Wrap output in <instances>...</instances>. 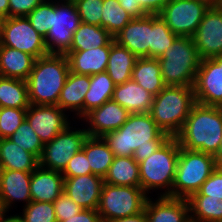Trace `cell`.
<instances>
[{
  "label": "cell",
  "instance_id": "cell-1",
  "mask_svg": "<svg viewBox=\"0 0 222 222\" xmlns=\"http://www.w3.org/2000/svg\"><path fill=\"white\" fill-rule=\"evenodd\" d=\"M114 156L133 157L140 163L153 154L168 138L149 113L130 114L118 129L103 136Z\"/></svg>",
  "mask_w": 222,
  "mask_h": 222
},
{
  "label": "cell",
  "instance_id": "cell-2",
  "mask_svg": "<svg viewBox=\"0 0 222 222\" xmlns=\"http://www.w3.org/2000/svg\"><path fill=\"white\" fill-rule=\"evenodd\" d=\"M222 137V107L195 103L176 136L179 145L187 150H196L216 155Z\"/></svg>",
  "mask_w": 222,
  "mask_h": 222
},
{
  "label": "cell",
  "instance_id": "cell-3",
  "mask_svg": "<svg viewBox=\"0 0 222 222\" xmlns=\"http://www.w3.org/2000/svg\"><path fill=\"white\" fill-rule=\"evenodd\" d=\"M69 72V61L65 54H48L35 59L26 80L29 103L58 105Z\"/></svg>",
  "mask_w": 222,
  "mask_h": 222
},
{
  "label": "cell",
  "instance_id": "cell-4",
  "mask_svg": "<svg viewBox=\"0 0 222 222\" xmlns=\"http://www.w3.org/2000/svg\"><path fill=\"white\" fill-rule=\"evenodd\" d=\"M195 103L193 87L167 85L154 96L149 114L164 133L176 137Z\"/></svg>",
  "mask_w": 222,
  "mask_h": 222
},
{
  "label": "cell",
  "instance_id": "cell-5",
  "mask_svg": "<svg viewBox=\"0 0 222 222\" xmlns=\"http://www.w3.org/2000/svg\"><path fill=\"white\" fill-rule=\"evenodd\" d=\"M180 145L176 137H169L153 154L139 164L140 187L148 195L150 190L161 191L160 196L172 197Z\"/></svg>",
  "mask_w": 222,
  "mask_h": 222
},
{
  "label": "cell",
  "instance_id": "cell-6",
  "mask_svg": "<svg viewBox=\"0 0 222 222\" xmlns=\"http://www.w3.org/2000/svg\"><path fill=\"white\" fill-rule=\"evenodd\" d=\"M157 59L166 85L193 87L201 58L191 37H177Z\"/></svg>",
  "mask_w": 222,
  "mask_h": 222
},
{
  "label": "cell",
  "instance_id": "cell-7",
  "mask_svg": "<svg viewBox=\"0 0 222 222\" xmlns=\"http://www.w3.org/2000/svg\"><path fill=\"white\" fill-rule=\"evenodd\" d=\"M218 167L214 155L180 147L172 197L187 199Z\"/></svg>",
  "mask_w": 222,
  "mask_h": 222
},
{
  "label": "cell",
  "instance_id": "cell-8",
  "mask_svg": "<svg viewBox=\"0 0 222 222\" xmlns=\"http://www.w3.org/2000/svg\"><path fill=\"white\" fill-rule=\"evenodd\" d=\"M149 196L141 187L103 184L97 212L102 222L137 215L144 211Z\"/></svg>",
  "mask_w": 222,
  "mask_h": 222
},
{
  "label": "cell",
  "instance_id": "cell-9",
  "mask_svg": "<svg viewBox=\"0 0 222 222\" xmlns=\"http://www.w3.org/2000/svg\"><path fill=\"white\" fill-rule=\"evenodd\" d=\"M80 23V16L73 0H55L52 28L44 39L48 53L65 54L71 47L73 33Z\"/></svg>",
  "mask_w": 222,
  "mask_h": 222
},
{
  "label": "cell",
  "instance_id": "cell-10",
  "mask_svg": "<svg viewBox=\"0 0 222 222\" xmlns=\"http://www.w3.org/2000/svg\"><path fill=\"white\" fill-rule=\"evenodd\" d=\"M71 125L59 132L53 140L44 144L39 158L40 167L62 173L70 159L82 149L88 134L84 128H78V130Z\"/></svg>",
  "mask_w": 222,
  "mask_h": 222
},
{
  "label": "cell",
  "instance_id": "cell-11",
  "mask_svg": "<svg viewBox=\"0 0 222 222\" xmlns=\"http://www.w3.org/2000/svg\"><path fill=\"white\" fill-rule=\"evenodd\" d=\"M211 5L204 0H170L159 16L178 37H193Z\"/></svg>",
  "mask_w": 222,
  "mask_h": 222
},
{
  "label": "cell",
  "instance_id": "cell-12",
  "mask_svg": "<svg viewBox=\"0 0 222 222\" xmlns=\"http://www.w3.org/2000/svg\"><path fill=\"white\" fill-rule=\"evenodd\" d=\"M0 45L23 51L35 59L49 54L44 38L32 27L26 16L3 19Z\"/></svg>",
  "mask_w": 222,
  "mask_h": 222
},
{
  "label": "cell",
  "instance_id": "cell-13",
  "mask_svg": "<svg viewBox=\"0 0 222 222\" xmlns=\"http://www.w3.org/2000/svg\"><path fill=\"white\" fill-rule=\"evenodd\" d=\"M193 88L196 103L222 107V61L219 58L201 60Z\"/></svg>",
  "mask_w": 222,
  "mask_h": 222
},
{
  "label": "cell",
  "instance_id": "cell-14",
  "mask_svg": "<svg viewBox=\"0 0 222 222\" xmlns=\"http://www.w3.org/2000/svg\"><path fill=\"white\" fill-rule=\"evenodd\" d=\"M192 39L201 60L222 56V7L209 8Z\"/></svg>",
  "mask_w": 222,
  "mask_h": 222
},
{
  "label": "cell",
  "instance_id": "cell-15",
  "mask_svg": "<svg viewBox=\"0 0 222 222\" xmlns=\"http://www.w3.org/2000/svg\"><path fill=\"white\" fill-rule=\"evenodd\" d=\"M65 113L57 105L30 104L27 108L26 119L42 143L45 144L71 124L69 115Z\"/></svg>",
  "mask_w": 222,
  "mask_h": 222
},
{
  "label": "cell",
  "instance_id": "cell-16",
  "mask_svg": "<svg viewBox=\"0 0 222 222\" xmlns=\"http://www.w3.org/2000/svg\"><path fill=\"white\" fill-rule=\"evenodd\" d=\"M131 113L113 100L91 110L82 119L86 121L88 136L103 137L106 133L118 130ZM88 122V123H87Z\"/></svg>",
  "mask_w": 222,
  "mask_h": 222
},
{
  "label": "cell",
  "instance_id": "cell-17",
  "mask_svg": "<svg viewBox=\"0 0 222 222\" xmlns=\"http://www.w3.org/2000/svg\"><path fill=\"white\" fill-rule=\"evenodd\" d=\"M152 15L133 18L115 37L119 45L126 47L137 58H151Z\"/></svg>",
  "mask_w": 222,
  "mask_h": 222
},
{
  "label": "cell",
  "instance_id": "cell-18",
  "mask_svg": "<svg viewBox=\"0 0 222 222\" xmlns=\"http://www.w3.org/2000/svg\"><path fill=\"white\" fill-rule=\"evenodd\" d=\"M104 178L95 174L64 177V193L82 209L97 210Z\"/></svg>",
  "mask_w": 222,
  "mask_h": 222
},
{
  "label": "cell",
  "instance_id": "cell-19",
  "mask_svg": "<svg viewBox=\"0 0 222 222\" xmlns=\"http://www.w3.org/2000/svg\"><path fill=\"white\" fill-rule=\"evenodd\" d=\"M146 200L144 213L147 222H191L187 199L159 196Z\"/></svg>",
  "mask_w": 222,
  "mask_h": 222
},
{
  "label": "cell",
  "instance_id": "cell-20",
  "mask_svg": "<svg viewBox=\"0 0 222 222\" xmlns=\"http://www.w3.org/2000/svg\"><path fill=\"white\" fill-rule=\"evenodd\" d=\"M31 174L32 172L19 170H0V203L6 213L16 201H23L24 206L32 201L30 194Z\"/></svg>",
  "mask_w": 222,
  "mask_h": 222
},
{
  "label": "cell",
  "instance_id": "cell-21",
  "mask_svg": "<svg viewBox=\"0 0 222 222\" xmlns=\"http://www.w3.org/2000/svg\"><path fill=\"white\" fill-rule=\"evenodd\" d=\"M64 192V177L61 172L38 166L31 174V200L53 203Z\"/></svg>",
  "mask_w": 222,
  "mask_h": 222
},
{
  "label": "cell",
  "instance_id": "cell-22",
  "mask_svg": "<svg viewBox=\"0 0 222 222\" xmlns=\"http://www.w3.org/2000/svg\"><path fill=\"white\" fill-rule=\"evenodd\" d=\"M89 87L90 75L69 72L57 106L65 112H75V116L81 120L84 117V99Z\"/></svg>",
  "mask_w": 222,
  "mask_h": 222
},
{
  "label": "cell",
  "instance_id": "cell-23",
  "mask_svg": "<svg viewBox=\"0 0 222 222\" xmlns=\"http://www.w3.org/2000/svg\"><path fill=\"white\" fill-rule=\"evenodd\" d=\"M154 95L143 89L135 81L128 80L115 85L112 100L117 102L131 114L149 113Z\"/></svg>",
  "mask_w": 222,
  "mask_h": 222
},
{
  "label": "cell",
  "instance_id": "cell-24",
  "mask_svg": "<svg viewBox=\"0 0 222 222\" xmlns=\"http://www.w3.org/2000/svg\"><path fill=\"white\" fill-rule=\"evenodd\" d=\"M110 47H97L85 51L66 52L70 72L78 75H94L105 72Z\"/></svg>",
  "mask_w": 222,
  "mask_h": 222
},
{
  "label": "cell",
  "instance_id": "cell-25",
  "mask_svg": "<svg viewBox=\"0 0 222 222\" xmlns=\"http://www.w3.org/2000/svg\"><path fill=\"white\" fill-rule=\"evenodd\" d=\"M35 58L23 51L0 45V76L27 80Z\"/></svg>",
  "mask_w": 222,
  "mask_h": 222
},
{
  "label": "cell",
  "instance_id": "cell-26",
  "mask_svg": "<svg viewBox=\"0 0 222 222\" xmlns=\"http://www.w3.org/2000/svg\"><path fill=\"white\" fill-rule=\"evenodd\" d=\"M0 165L1 169L33 172L39 166V160L10 138H2L0 140Z\"/></svg>",
  "mask_w": 222,
  "mask_h": 222
},
{
  "label": "cell",
  "instance_id": "cell-27",
  "mask_svg": "<svg viewBox=\"0 0 222 222\" xmlns=\"http://www.w3.org/2000/svg\"><path fill=\"white\" fill-rule=\"evenodd\" d=\"M131 79L154 96L167 86L157 58H137Z\"/></svg>",
  "mask_w": 222,
  "mask_h": 222
},
{
  "label": "cell",
  "instance_id": "cell-28",
  "mask_svg": "<svg viewBox=\"0 0 222 222\" xmlns=\"http://www.w3.org/2000/svg\"><path fill=\"white\" fill-rule=\"evenodd\" d=\"M136 60L137 57L126 47L119 45L114 40L112 41L106 72L115 85L131 80Z\"/></svg>",
  "mask_w": 222,
  "mask_h": 222
},
{
  "label": "cell",
  "instance_id": "cell-29",
  "mask_svg": "<svg viewBox=\"0 0 222 222\" xmlns=\"http://www.w3.org/2000/svg\"><path fill=\"white\" fill-rule=\"evenodd\" d=\"M91 167V174L105 177L113 162L114 154L103 137L88 136L82 146Z\"/></svg>",
  "mask_w": 222,
  "mask_h": 222
},
{
  "label": "cell",
  "instance_id": "cell-30",
  "mask_svg": "<svg viewBox=\"0 0 222 222\" xmlns=\"http://www.w3.org/2000/svg\"><path fill=\"white\" fill-rule=\"evenodd\" d=\"M114 38L101 26L80 23L73 33V40L67 52L85 51L97 47H110Z\"/></svg>",
  "mask_w": 222,
  "mask_h": 222
},
{
  "label": "cell",
  "instance_id": "cell-31",
  "mask_svg": "<svg viewBox=\"0 0 222 222\" xmlns=\"http://www.w3.org/2000/svg\"><path fill=\"white\" fill-rule=\"evenodd\" d=\"M104 183L115 186L140 187L139 164L133 157L114 156Z\"/></svg>",
  "mask_w": 222,
  "mask_h": 222
},
{
  "label": "cell",
  "instance_id": "cell-32",
  "mask_svg": "<svg viewBox=\"0 0 222 222\" xmlns=\"http://www.w3.org/2000/svg\"><path fill=\"white\" fill-rule=\"evenodd\" d=\"M114 89L115 84L106 71L90 75V87L84 99V116L112 100Z\"/></svg>",
  "mask_w": 222,
  "mask_h": 222
},
{
  "label": "cell",
  "instance_id": "cell-33",
  "mask_svg": "<svg viewBox=\"0 0 222 222\" xmlns=\"http://www.w3.org/2000/svg\"><path fill=\"white\" fill-rule=\"evenodd\" d=\"M191 222L222 221V200L206 195H190L187 198Z\"/></svg>",
  "mask_w": 222,
  "mask_h": 222
},
{
  "label": "cell",
  "instance_id": "cell-34",
  "mask_svg": "<svg viewBox=\"0 0 222 222\" xmlns=\"http://www.w3.org/2000/svg\"><path fill=\"white\" fill-rule=\"evenodd\" d=\"M29 105L27 81L0 76V108H28Z\"/></svg>",
  "mask_w": 222,
  "mask_h": 222
},
{
  "label": "cell",
  "instance_id": "cell-35",
  "mask_svg": "<svg viewBox=\"0 0 222 222\" xmlns=\"http://www.w3.org/2000/svg\"><path fill=\"white\" fill-rule=\"evenodd\" d=\"M101 27L114 38L133 18L120 6L119 0H103Z\"/></svg>",
  "mask_w": 222,
  "mask_h": 222
},
{
  "label": "cell",
  "instance_id": "cell-36",
  "mask_svg": "<svg viewBox=\"0 0 222 222\" xmlns=\"http://www.w3.org/2000/svg\"><path fill=\"white\" fill-rule=\"evenodd\" d=\"M177 37L159 15H152L151 58L160 57Z\"/></svg>",
  "mask_w": 222,
  "mask_h": 222
},
{
  "label": "cell",
  "instance_id": "cell-37",
  "mask_svg": "<svg viewBox=\"0 0 222 222\" xmlns=\"http://www.w3.org/2000/svg\"><path fill=\"white\" fill-rule=\"evenodd\" d=\"M9 138L24 150L32 153L38 160L41 157L44 144L26 118Z\"/></svg>",
  "mask_w": 222,
  "mask_h": 222
},
{
  "label": "cell",
  "instance_id": "cell-38",
  "mask_svg": "<svg viewBox=\"0 0 222 222\" xmlns=\"http://www.w3.org/2000/svg\"><path fill=\"white\" fill-rule=\"evenodd\" d=\"M170 0H119L132 18H141L145 15H159Z\"/></svg>",
  "mask_w": 222,
  "mask_h": 222
},
{
  "label": "cell",
  "instance_id": "cell-39",
  "mask_svg": "<svg viewBox=\"0 0 222 222\" xmlns=\"http://www.w3.org/2000/svg\"><path fill=\"white\" fill-rule=\"evenodd\" d=\"M52 14H54V1L44 0L26 17L29 19L32 27L44 39L50 28H52Z\"/></svg>",
  "mask_w": 222,
  "mask_h": 222
},
{
  "label": "cell",
  "instance_id": "cell-40",
  "mask_svg": "<svg viewBox=\"0 0 222 222\" xmlns=\"http://www.w3.org/2000/svg\"><path fill=\"white\" fill-rule=\"evenodd\" d=\"M23 207L22 215L18 214L23 222H57L54 205L51 202L31 201Z\"/></svg>",
  "mask_w": 222,
  "mask_h": 222
},
{
  "label": "cell",
  "instance_id": "cell-41",
  "mask_svg": "<svg viewBox=\"0 0 222 222\" xmlns=\"http://www.w3.org/2000/svg\"><path fill=\"white\" fill-rule=\"evenodd\" d=\"M27 108H0V136L9 138L26 118Z\"/></svg>",
  "mask_w": 222,
  "mask_h": 222
},
{
  "label": "cell",
  "instance_id": "cell-42",
  "mask_svg": "<svg viewBox=\"0 0 222 222\" xmlns=\"http://www.w3.org/2000/svg\"><path fill=\"white\" fill-rule=\"evenodd\" d=\"M80 21L85 24L101 26L103 0H73Z\"/></svg>",
  "mask_w": 222,
  "mask_h": 222
},
{
  "label": "cell",
  "instance_id": "cell-43",
  "mask_svg": "<svg viewBox=\"0 0 222 222\" xmlns=\"http://www.w3.org/2000/svg\"><path fill=\"white\" fill-rule=\"evenodd\" d=\"M191 195H206L208 198L222 200V168L217 167L200 189Z\"/></svg>",
  "mask_w": 222,
  "mask_h": 222
},
{
  "label": "cell",
  "instance_id": "cell-44",
  "mask_svg": "<svg viewBox=\"0 0 222 222\" xmlns=\"http://www.w3.org/2000/svg\"><path fill=\"white\" fill-rule=\"evenodd\" d=\"M53 205L57 222L67 220L83 210L64 192L53 202Z\"/></svg>",
  "mask_w": 222,
  "mask_h": 222
},
{
  "label": "cell",
  "instance_id": "cell-45",
  "mask_svg": "<svg viewBox=\"0 0 222 222\" xmlns=\"http://www.w3.org/2000/svg\"><path fill=\"white\" fill-rule=\"evenodd\" d=\"M87 174H91V167L85 152L81 149L70 159L62 175L63 177H76Z\"/></svg>",
  "mask_w": 222,
  "mask_h": 222
},
{
  "label": "cell",
  "instance_id": "cell-46",
  "mask_svg": "<svg viewBox=\"0 0 222 222\" xmlns=\"http://www.w3.org/2000/svg\"><path fill=\"white\" fill-rule=\"evenodd\" d=\"M44 0H8L9 17L27 16Z\"/></svg>",
  "mask_w": 222,
  "mask_h": 222
},
{
  "label": "cell",
  "instance_id": "cell-47",
  "mask_svg": "<svg viewBox=\"0 0 222 222\" xmlns=\"http://www.w3.org/2000/svg\"><path fill=\"white\" fill-rule=\"evenodd\" d=\"M60 222H102V219L97 210L83 209L77 215Z\"/></svg>",
  "mask_w": 222,
  "mask_h": 222
},
{
  "label": "cell",
  "instance_id": "cell-48",
  "mask_svg": "<svg viewBox=\"0 0 222 222\" xmlns=\"http://www.w3.org/2000/svg\"><path fill=\"white\" fill-rule=\"evenodd\" d=\"M112 222H147L144 211L134 216L116 219Z\"/></svg>",
  "mask_w": 222,
  "mask_h": 222
},
{
  "label": "cell",
  "instance_id": "cell-49",
  "mask_svg": "<svg viewBox=\"0 0 222 222\" xmlns=\"http://www.w3.org/2000/svg\"><path fill=\"white\" fill-rule=\"evenodd\" d=\"M0 16L3 19L9 17V2H8V0H0Z\"/></svg>",
  "mask_w": 222,
  "mask_h": 222
},
{
  "label": "cell",
  "instance_id": "cell-50",
  "mask_svg": "<svg viewBox=\"0 0 222 222\" xmlns=\"http://www.w3.org/2000/svg\"><path fill=\"white\" fill-rule=\"evenodd\" d=\"M1 222H23V221L17 214L16 215L13 214V216L5 215L1 220Z\"/></svg>",
  "mask_w": 222,
  "mask_h": 222
},
{
  "label": "cell",
  "instance_id": "cell-51",
  "mask_svg": "<svg viewBox=\"0 0 222 222\" xmlns=\"http://www.w3.org/2000/svg\"><path fill=\"white\" fill-rule=\"evenodd\" d=\"M214 157L216 159L218 167H220L222 165V137H221V143H220L218 152Z\"/></svg>",
  "mask_w": 222,
  "mask_h": 222
},
{
  "label": "cell",
  "instance_id": "cell-52",
  "mask_svg": "<svg viewBox=\"0 0 222 222\" xmlns=\"http://www.w3.org/2000/svg\"><path fill=\"white\" fill-rule=\"evenodd\" d=\"M208 2L211 6H219L221 0H204Z\"/></svg>",
  "mask_w": 222,
  "mask_h": 222
},
{
  "label": "cell",
  "instance_id": "cell-53",
  "mask_svg": "<svg viewBox=\"0 0 222 222\" xmlns=\"http://www.w3.org/2000/svg\"><path fill=\"white\" fill-rule=\"evenodd\" d=\"M7 213L5 212L2 204L0 203V222L3 219V217L6 215Z\"/></svg>",
  "mask_w": 222,
  "mask_h": 222
},
{
  "label": "cell",
  "instance_id": "cell-54",
  "mask_svg": "<svg viewBox=\"0 0 222 222\" xmlns=\"http://www.w3.org/2000/svg\"><path fill=\"white\" fill-rule=\"evenodd\" d=\"M2 21H3V18L0 16V31H1Z\"/></svg>",
  "mask_w": 222,
  "mask_h": 222
},
{
  "label": "cell",
  "instance_id": "cell-55",
  "mask_svg": "<svg viewBox=\"0 0 222 222\" xmlns=\"http://www.w3.org/2000/svg\"><path fill=\"white\" fill-rule=\"evenodd\" d=\"M219 6L222 7V0L220 1Z\"/></svg>",
  "mask_w": 222,
  "mask_h": 222
}]
</instances>
